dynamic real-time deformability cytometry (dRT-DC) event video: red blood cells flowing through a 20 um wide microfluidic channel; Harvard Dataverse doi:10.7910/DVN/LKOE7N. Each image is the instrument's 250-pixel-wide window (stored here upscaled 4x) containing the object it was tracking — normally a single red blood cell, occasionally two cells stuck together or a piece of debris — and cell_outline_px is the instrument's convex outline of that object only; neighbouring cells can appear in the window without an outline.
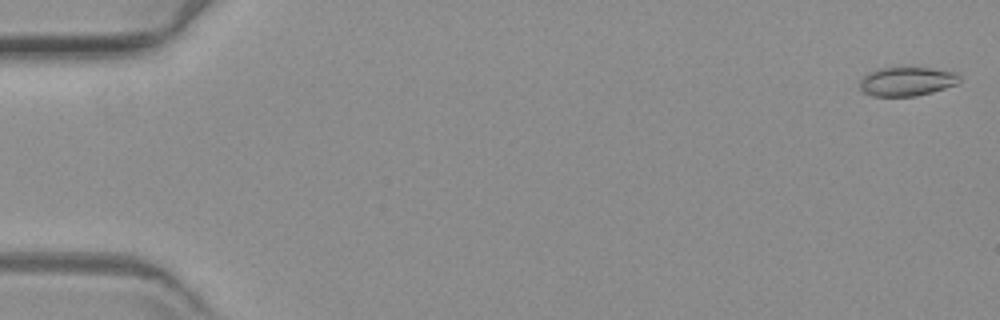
{"species": "common noctule bat (a hibernating species)", "species_latin": "Nyctalus noctula", "temperature_condition": "warm", "stored_images_in_passage": 16, "camera_frame_rate_fps": 3000, "um_per_image_px": 0.085, "animal": {"sex": "female", "body_mass_g": 19.3, "forearm_length_mm": 54.1}, "frame": {"image": 1, "passage_image": 2, "time_ms": 0.333, "image_size_px": [1000, 320], "cell_outline_px": [[960, 80], [956, 84], [932, 92], [916, 96], [872, 96], [864, 92], [860, 88], [860, 80], [868, 72], [876, 68], [928, 68], [956, 72], [960, 76]], "centroid_in_image_um": [77.06, 6.92], "position_along_channel_um": 7.9, "area_um2": 16.76}}
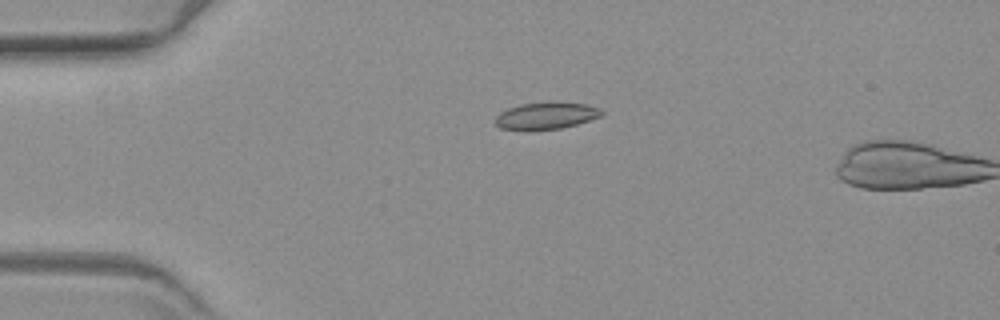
{"frame": {"image": 2, "passage_image": 15, "time_ms": 4.667, "image_size_px": [1000, 320], "cell_outline_px": [[604, 112], [600, 116], [576, 124], [560, 128], [500, 128], [496, 124], [496, 116], [500, 112], [508, 108], [520, 104], [548, 100], [552, 100], [584, 104], [600, 108]], "centroid_in_image_um": [46.45, 9.77], "position_along_channel_um": 38.6, "area_um2": 16.42}}